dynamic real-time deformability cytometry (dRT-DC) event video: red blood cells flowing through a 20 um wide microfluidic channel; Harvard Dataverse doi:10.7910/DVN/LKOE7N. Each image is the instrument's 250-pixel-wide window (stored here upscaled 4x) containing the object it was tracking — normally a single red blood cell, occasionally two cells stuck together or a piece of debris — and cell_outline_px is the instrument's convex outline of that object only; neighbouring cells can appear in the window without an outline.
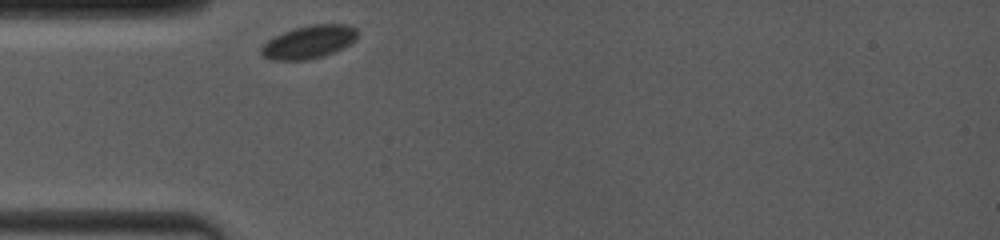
{"species": "common noctule bat (a hibernating species)", "species_latin": "Nyctalus noctula", "temperature_condition": "room temperature", "stored_images_in_passage": 1, "camera_frame_rate_fps": 4000, "um_per_image_px": 0.085, "animal": {"sex": "female", "body_mass_g": 19.0, "forearm_length_mm": 53.3}, "frame": {"image": 1, "passage_image": 1, "time_ms": 0.0, "image_size_px": [1000, 240], "cell_outline_px": [[356, 40], [324, 56], [304, 60], [268, 60], [260, 52], [260, 48], [268, 40], [292, 28], [312, 24], [348, 24], [356, 28]], "centroid_in_image_um": [26.23, 3.56], "position_along_channel_um": 58.8, "area_um2": 18.38}}